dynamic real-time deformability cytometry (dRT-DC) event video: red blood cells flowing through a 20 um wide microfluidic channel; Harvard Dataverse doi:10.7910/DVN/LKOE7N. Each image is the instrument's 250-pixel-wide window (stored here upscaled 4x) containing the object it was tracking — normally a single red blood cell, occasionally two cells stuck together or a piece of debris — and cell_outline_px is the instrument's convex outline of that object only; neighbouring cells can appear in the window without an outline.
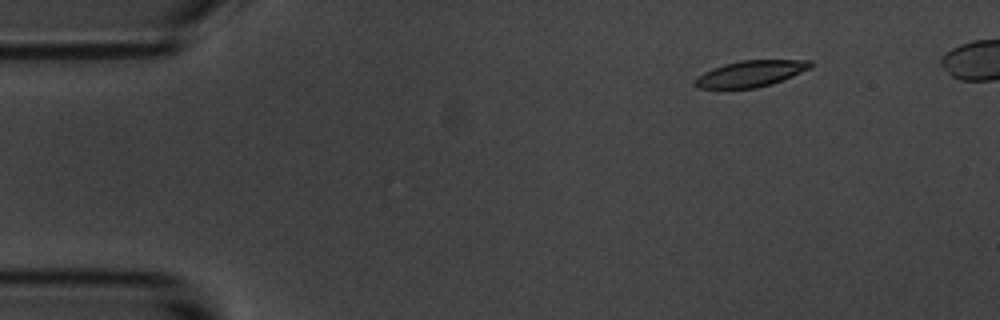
{"species": "common noctule bat (a hibernating species)", "species_latin": "Nyctalus noctula", "temperature_condition": "room temperature", "stored_images_in_passage": 5, "camera_frame_rate_fps": 3000, "um_per_image_px": 0.085, "animal": {"sex": "male", "body_mass_g": 20.1, "forearm_length_mm": 53.5}, "frame": {"image": 1, "passage_image": 2, "time_ms": 1.0, "image_size_px": [1000, 320], "cell_outline_px": [[812, 68], [772, 84], [756, 88], [700, 88], [692, 84], [704, 72], [712, 68], [724, 64], [740, 60], [812, 60]], "centroid_in_image_um": [63.84, 6.25], "position_along_channel_um": 21.2, "area_um2": 17.57}}